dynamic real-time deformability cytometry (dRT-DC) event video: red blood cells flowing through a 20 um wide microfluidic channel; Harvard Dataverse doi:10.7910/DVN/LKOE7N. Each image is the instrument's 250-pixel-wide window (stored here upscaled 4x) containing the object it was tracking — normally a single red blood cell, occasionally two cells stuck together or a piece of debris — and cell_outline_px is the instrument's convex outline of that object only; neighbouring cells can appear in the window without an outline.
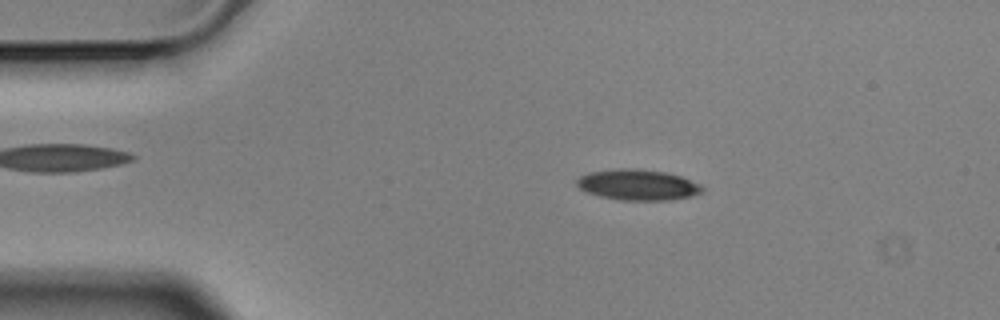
{"species": "Egyptian fruit bat (a non-hibernating species)", "species_latin": "Rousettus aegyptiacus", "temperature_condition": "cold", "stored_images_in_passage": 3, "camera_frame_rate_fps": 3000, "um_per_image_px": 0.085, "animal": {"sex": "male"}, "frame": {"image": 1, "passage_image": 2, "time_ms": 0.333, "image_size_px": [1000, 320], "cell_outline_px": [[704, 192], [672, 200], [620, 200], [600, 196], [588, 192], [580, 188], [576, 184], [576, 180], [580, 176], [592, 172], [620, 168], [636, 168], [664, 172], [680, 176], [700, 184], [704, 188]], "centroid_in_image_um": [54.23, 15.71], "position_along_channel_um": 30.8, "area_um2": 22.31}}